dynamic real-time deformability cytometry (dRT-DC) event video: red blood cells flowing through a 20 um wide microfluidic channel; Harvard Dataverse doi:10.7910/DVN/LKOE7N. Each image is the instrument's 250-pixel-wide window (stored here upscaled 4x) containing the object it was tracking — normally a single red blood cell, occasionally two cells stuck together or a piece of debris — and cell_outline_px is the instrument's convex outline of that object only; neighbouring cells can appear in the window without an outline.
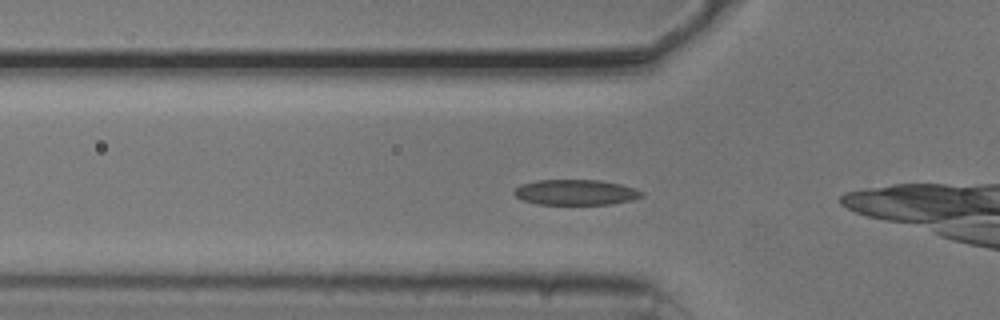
{"species": "common noctule bat (a hibernating species)", "species_latin": "Nyctalus noctula", "temperature_condition": "cold", "stored_images_in_passage": 43, "camera_frame_rate_fps": 3000, "um_per_image_px": 0.085, "animal": {"sex": "male", "body_mass_g": 20.5, "forearm_length_mm": 52.5}, "frame": {"image": 1, "passage_image": 6, "time_ms": 1.667, "image_size_px": [1000, 320], "cell_outline_px": [[644, 196], [632, 200], [612, 204], [540, 204], [524, 200], [516, 196], [512, 192], [520, 184], [540, 180], [600, 180], [620, 184], [636, 188], [644, 192]], "centroid_in_image_um": [48.98, 16.34], "position_along_channel_um": 76.8, "area_um2": 18.9}}
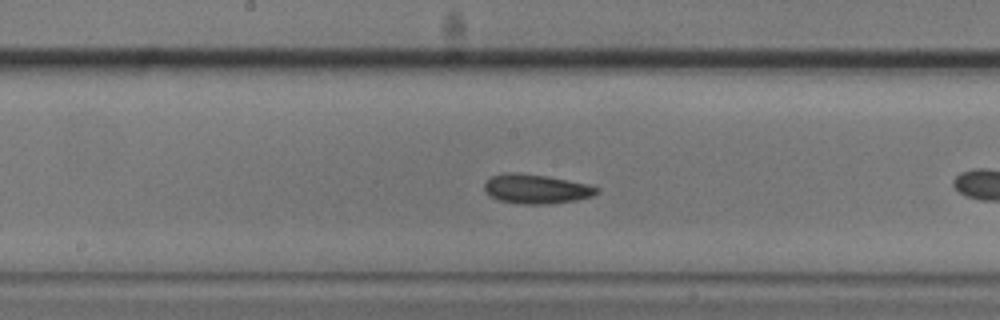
{"frame": {"image": 2, "passage_image": 16, "time_ms": 5.0, "image_size_px": [1000, 320], "cell_outline_px": [[600, 192], [592, 196], [576, 200], [544, 204], [520, 204], [500, 200], [492, 196], [484, 188], [484, 184], [492, 176], [504, 172], [516, 172], [548, 176], [584, 184], [600, 188]], "centroid_in_image_um": [45.58, 16.05], "position_along_channel_um": 202.6, "area_um2": 18.96}}
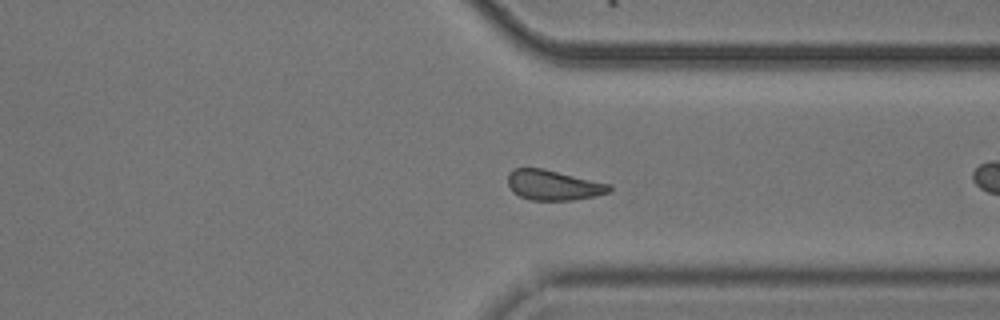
{"frame": {"image": 3, "passage_image": 29, "time_ms": 9.333, "image_size_px": [1000, 320], "cell_outline_px": [[612, 188], [608, 192], [592, 196], [572, 200], [528, 200], [512, 192], [508, 184], [508, 172], [512, 168], [544, 168], [612, 184]], "centroid_in_image_um": [47.01, 15.72], "position_along_channel_um": 364.4, "area_um2": 17.98}, "authors_computed_cell_mechanics": {"area_um2": 18.6116, "velocity_mm_per_s": 3.7452, "shape_relaxation_time_tau1_ms": 2.7213, "shape_relaxation_time_tau2_ms": 3.5394, "deformation_change_tau1": 0.0934, "deformation_change_tau2": 0.0942}}